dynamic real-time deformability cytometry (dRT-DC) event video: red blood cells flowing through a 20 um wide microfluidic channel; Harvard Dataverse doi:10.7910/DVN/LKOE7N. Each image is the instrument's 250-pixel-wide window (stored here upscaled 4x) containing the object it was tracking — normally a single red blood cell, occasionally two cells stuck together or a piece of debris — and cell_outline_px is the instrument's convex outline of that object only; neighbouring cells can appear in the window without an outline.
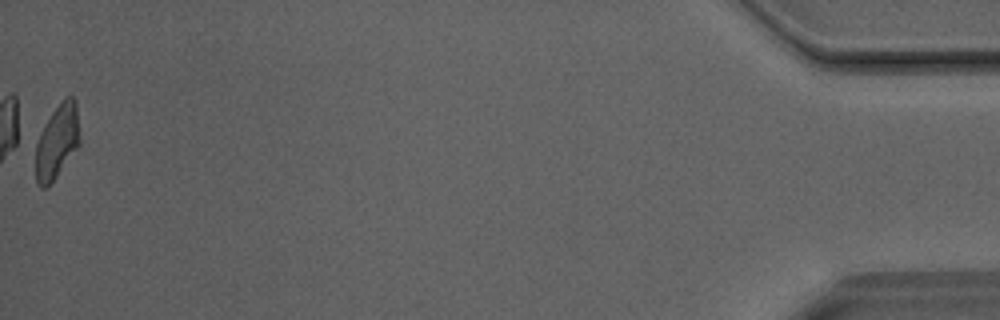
{"species": "Egyptian fruit bat (a non-hibernating species)", "species_latin": "Rousettus aegyptiacus", "temperature_condition": "room temperature", "stored_images_in_passage": 39, "camera_frame_rate_fps": 3000, "um_per_image_px": 0.085, "animal": {"sex": "male"}, "frame": {"image": 1, "passage_image": 39, "time_ms": 12.667, "image_size_px": [1000, 320], "cell_outline_px": [[80, 144], [48, 188], [40, 188], [36, 184], [32, 144], [44, 124], [52, 112], [64, 96], [72, 96], [76, 100], [80, 140]], "centroid_in_image_um": [4.78, 12.07], "position_along_channel_um": 430.4, "area_um2": 20.06}}